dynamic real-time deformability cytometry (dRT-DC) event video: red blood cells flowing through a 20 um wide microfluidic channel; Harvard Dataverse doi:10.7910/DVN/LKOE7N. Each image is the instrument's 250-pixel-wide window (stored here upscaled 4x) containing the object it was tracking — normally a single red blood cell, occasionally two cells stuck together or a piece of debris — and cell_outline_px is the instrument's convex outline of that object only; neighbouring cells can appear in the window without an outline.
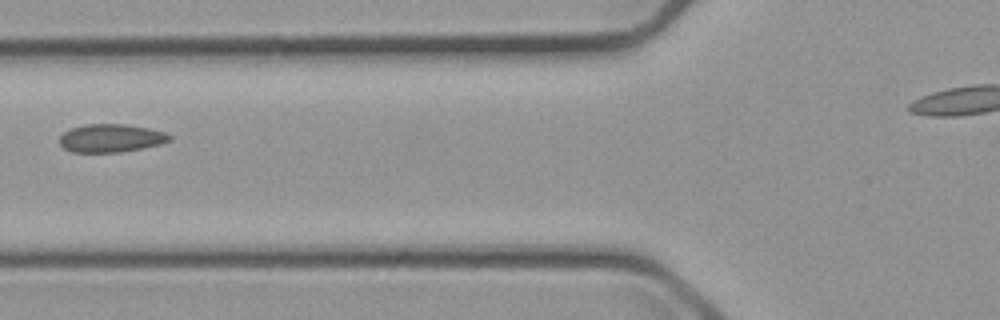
{"species": "common noctule bat (a hibernating species)", "species_latin": "Nyctalus noctula", "temperature_condition": "cold", "stored_images_in_passage": 3, "camera_frame_rate_fps": 3000, "um_per_image_px": 0.085, "animal": {"sex": "male", "body_mass_g": 23.1, "forearm_length_mm": 52.7}, "frame": {"image": 1, "passage_image": 3, "time_ms": 2.333, "image_size_px": [1000, 320], "cell_outline_px": [[172, 140], [160, 144], [120, 152], [72, 152], [64, 148], [60, 144], [60, 136], [64, 132], [72, 128], [84, 124], [124, 124], [148, 128], [164, 132], [172, 136]], "centroid_in_image_um": [9.43, 11.74], "position_along_channel_um": 116.4, "area_um2": 17.92}}